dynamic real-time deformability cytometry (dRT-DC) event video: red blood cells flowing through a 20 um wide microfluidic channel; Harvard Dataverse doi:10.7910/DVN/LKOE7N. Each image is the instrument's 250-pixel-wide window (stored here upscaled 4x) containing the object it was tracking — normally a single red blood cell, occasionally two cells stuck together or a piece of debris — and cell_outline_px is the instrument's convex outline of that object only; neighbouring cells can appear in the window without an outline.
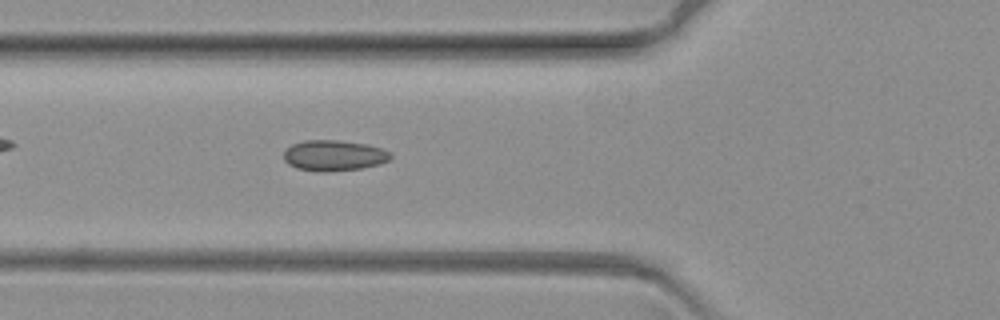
{"species": "common noctule bat (a hibernating species)", "species_latin": "Nyctalus noctula", "temperature_condition": "warm", "stored_images_in_passage": 54, "camera_frame_rate_fps": 3000, "um_per_image_px": 0.085, "animal": {"sex": "female", "body_mass_g": 19.3, "forearm_length_mm": 54.1}, "frame": {"image": 1, "passage_image": 13, "time_ms": 4.0, "image_size_px": [1000, 320], "cell_outline_px": [[392, 156], [388, 160], [380, 164], [360, 168], [328, 172], [320, 172], [296, 168], [288, 164], [284, 160], [284, 152], [292, 144], [304, 140], [340, 140], [368, 144], [392, 152]], "centroid_in_image_um": [28.39, 13.21], "position_along_channel_um": 97.4, "area_um2": 19.25}}
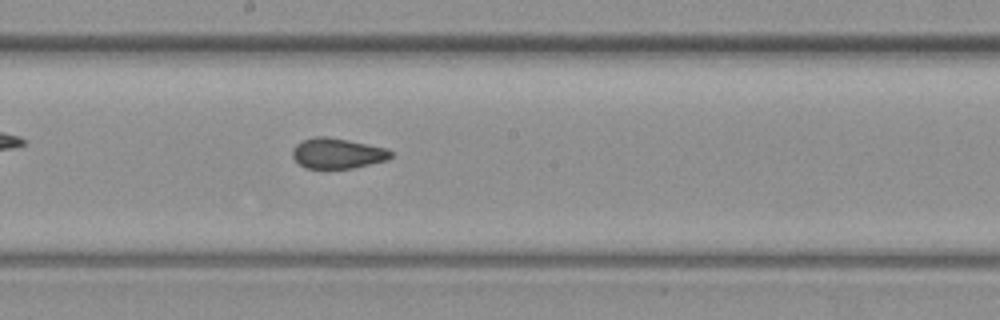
{"frame": {"image": 2, "passage_image": 25, "time_ms": 8.0, "image_size_px": [1000, 320], "cell_outline_px": [[392, 156], [388, 160], [352, 168], [304, 168], [292, 156], [292, 148], [296, 144], [304, 140], [316, 136], [328, 136], [388, 148], [392, 152]], "centroid_in_image_um": [28.69, 13.03], "position_along_channel_um": 219.5, "area_um2": 17.46}}
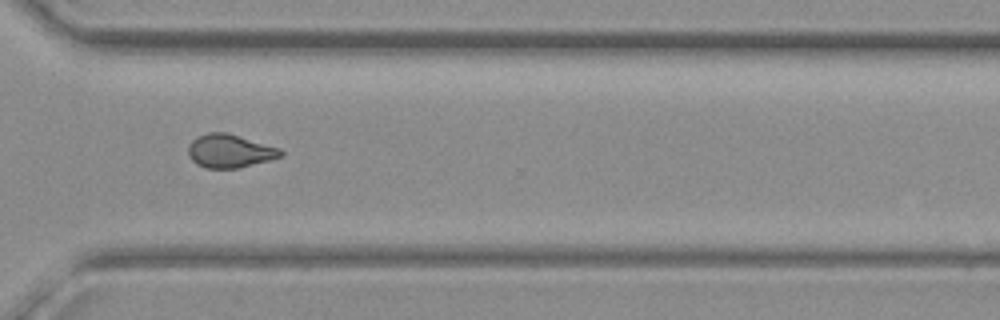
{"frame": {"image": 3, "passage_image": 38, "time_ms": 12.333, "image_size_px": [1000, 320], "cell_outline_px": [[284, 152], [280, 156], [268, 160], [240, 168], [204, 168], [196, 164], [188, 156], [188, 144], [196, 136], [208, 132], [228, 132], [280, 148]], "centroid_in_image_um": [19.49, 12.82], "position_along_channel_um": 351.1, "area_um2": 18.15}}